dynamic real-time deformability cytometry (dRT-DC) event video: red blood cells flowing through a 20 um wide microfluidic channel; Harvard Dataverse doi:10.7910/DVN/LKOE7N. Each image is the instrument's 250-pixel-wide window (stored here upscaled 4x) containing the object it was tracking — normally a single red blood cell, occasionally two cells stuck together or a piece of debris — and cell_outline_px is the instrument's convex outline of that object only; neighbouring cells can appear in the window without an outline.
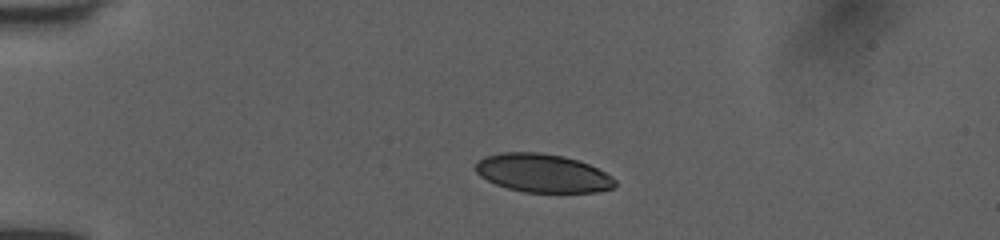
{"species": "human", "species_latin": "Homo sapiens", "temperature_condition": "room temperature", "stored_images_in_passage": 40, "camera_frame_rate_fps": 3000, "um_per_image_px": 0.085, "donor": {"sex": "female"}, "frame": {"image": 1, "passage_image": 1, "time_ms": 0.0, "image_size_px": [1000, 240], "cell_outline_px": [[616, 184], [612, 188], [596, 192], [524, 192], [508, 188], [496, 184], [480, 176], [476, 172], [476, 164], [484, 156], [500, 152], [540, 152], [564, 156], [588, 164], [612, 176], [616, 180]], "centroid_in_image_um": [46.12, 14.71], "position_along_channel_um": 38.9, "area_um2": 31.1}}
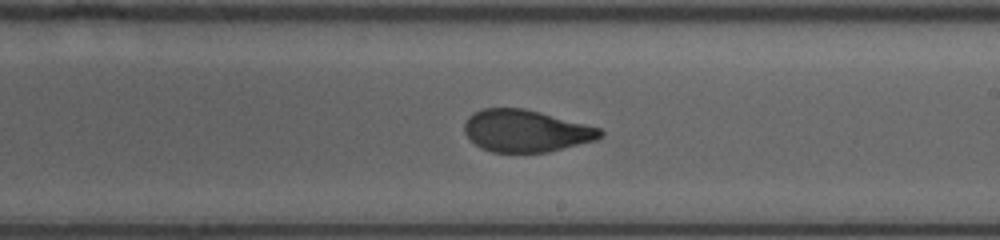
{"frame": {"image": 2, "passage_image": 20, "time_ms": 6.333, "image_size_px": [1000, 240], "cell_outline_px": [[604, 136], [596, 140], [548, 152], [492, 152], [480, 148], [464, 132], [464, 124], [468, 116], [484, 108], [524, 108], [600, 128], [604, 132]], "centroid_in_image_um": [44.7, 11.13], "position_along_channel_um": 244.3, "area_um2": 33.12}}
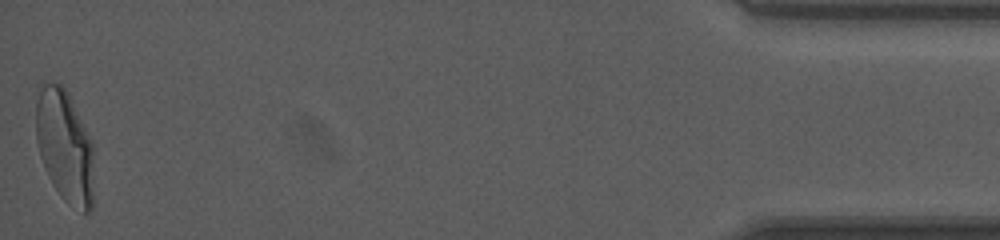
{"frame": {"image": 3, "passage_image": 40, "time_ms": 13.0, "image_size_px": [1000, 240], "cell_outline_px": [[92, 208], [88, 212], [84, 212], [68, 204], [60, 196], [52, 184], [48, 176], [40, 156], [36, 140], [36, 100], [40, 84], [60, 84], [68, 92], [92, 140]], "centroid_in_image_um": [5.49, 12.42], "position_along_channel_um": 429.7, "area_um2": 37.86}, "authors_computed_cell_mechanics": {"area_um2": 34.3043, "velocity_mm_per_s": 4.0438, "shape_relaxation_time_tau1_ms": 8.0362, "shape_relaxation_time_tau2_ms": 0.9313, "deformation_change_tau1": 0.2517, "deformation_change_tau2": 0.0734}}